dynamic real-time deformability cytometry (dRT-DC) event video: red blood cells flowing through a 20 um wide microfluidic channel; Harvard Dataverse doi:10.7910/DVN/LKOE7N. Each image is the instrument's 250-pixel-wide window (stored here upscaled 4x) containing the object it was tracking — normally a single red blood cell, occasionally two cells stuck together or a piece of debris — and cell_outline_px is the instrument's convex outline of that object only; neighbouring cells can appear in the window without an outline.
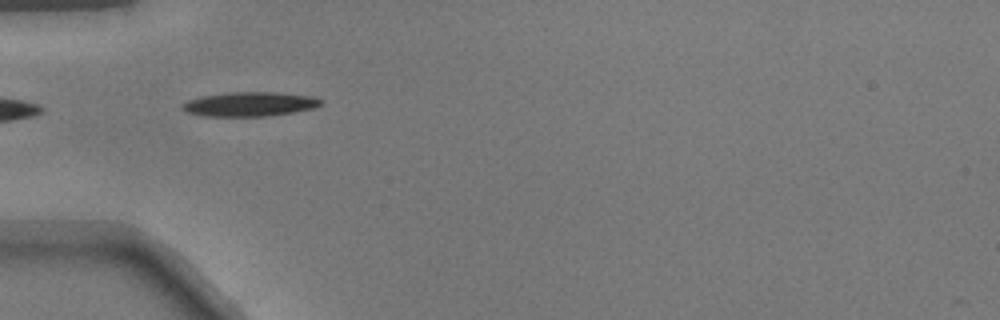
{"species": "common noctule bat (a hibernating species)", "species_latin": "Nyctalus noctula", "temperature_condition": "warm", "stored_images_in_passage": 36, "camera_frame_rate_fps": 3000, "um_per_image_px": 0.085, "animal": {"sex": "male", "body_mass_g": 17.9}, "frame": {"image": 1, "passage_image": 2, "time_ms": 0.333, "image_size_px": [1000, 320], "cell_outline_px": [[320, 104], [316, 108], [268, 116], [204, 116], [184, 112], [180, 108], [180, 104], [188, 100], [200, 96], [228, 92], [276, 92], [312, 96], [320, 100]], "centroid_in_image_um": [21.14, 8.85], "position_along_channel_um": 63.9, "area_um2": 19.77}}
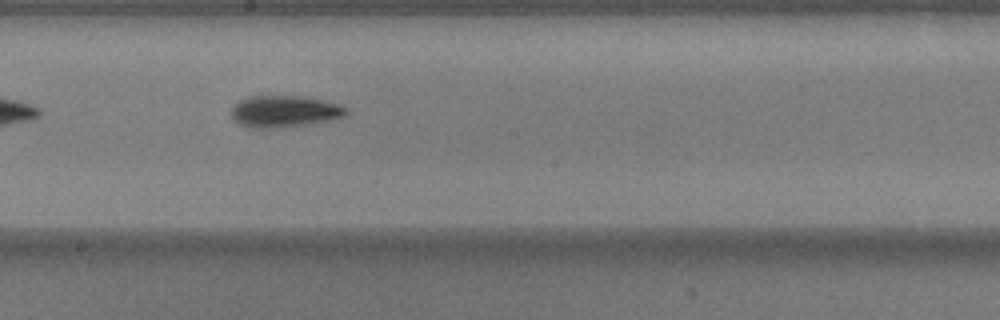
{"frame": {"image": 2, "passage_image": 14, "time_ms": 4.333, "image_size_px": [1000, 320], "cell_outline_px": [[348, 112], [344, 116], [328, 120], [308, 124], [276, 128], [252, 128], [240, 124], [232, 116], [232, 108], [240, 100], [248, 96], [304, 96], [328, 100], [340, 104], [348, 108]], "centroid_in_image_um": [24.23, 9.45], "position_along_channel_um": 224.0, "area_um2": 21.27}}
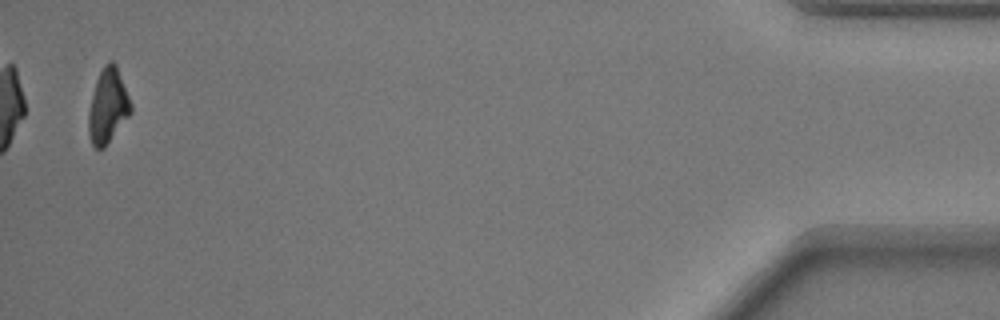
{"frame": {"image": 3, "passage_image": 35, "time_ms": 11.333, "image_size_px": [1000, 320], "cell_outline_px": [[132, 112], [104, 148], [96, 148], [92, 144], [88, 132], [88, 112], [96, 80], [104, 64], [108, 60], [112, 60], [116, 64], [132, 104]], "centroid_in_image_um": [9.17, 8.99], "position_along_channel_um": 426.0, "area_um2": 18.32}}